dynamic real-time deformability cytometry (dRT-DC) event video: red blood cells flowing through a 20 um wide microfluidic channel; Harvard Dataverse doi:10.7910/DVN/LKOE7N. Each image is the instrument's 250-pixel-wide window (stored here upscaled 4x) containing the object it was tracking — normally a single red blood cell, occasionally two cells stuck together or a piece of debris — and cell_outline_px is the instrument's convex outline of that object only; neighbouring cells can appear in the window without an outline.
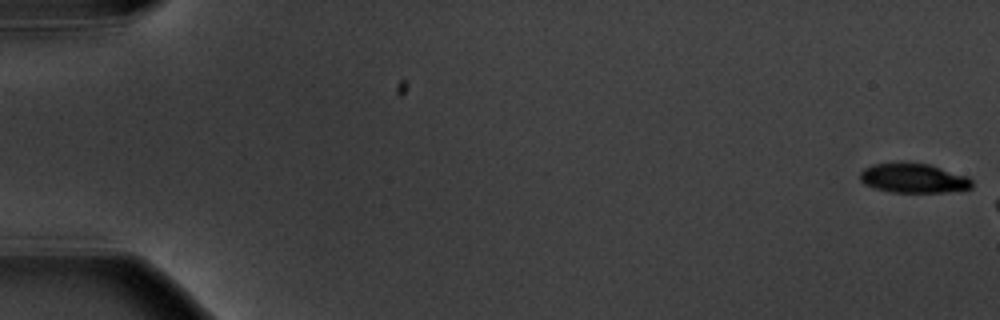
{"species": "common noctule bat (a hibernating species)", "species_latin": "Nyctalus noctula", "temperature_condition": "warm", "stored_images_in_passage": 3, "camera_frame_rate_fps": 3000, "um_per_image_px": 0.085, "animal": {"sex": "male", "body_mass_g": 20.1, "forearm_length_mm": 53.5}, "frame": {"image": 1, "passage_image": 1, "time_ms": 0.0, "image_size_px": [1000, 320], "cell_outline_px": [[972, 188], [944, 192], [892, 192], [876, 188], [864, 184], [860, 180], [860, 172], [864, 168], [872, 164], [928, 164], [968, 176], [972, 180]], "centroid_in_image_um": [77.66, 15.16], "position_along_channel_um": 7.3, "area_um2": 18.79}}